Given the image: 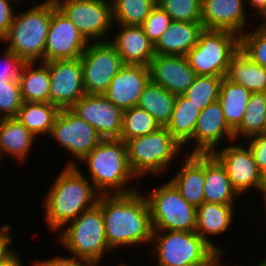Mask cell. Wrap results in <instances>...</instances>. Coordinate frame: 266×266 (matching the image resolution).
Masks as SVG:
<instances>
[{"mask_svg":"<svg viewBox=\"0 0 266 266\" xmlns=\"http://www.w3.org/2000/svg\"><path fill=\"white\" fill-rule=\"evenodd\" d=\"M51 20V0L16 12L8 33L0 42L25 62H44L46 37Z\"/></svg>","mask_w":266,"mask_h":266,"instance_id":"277c9868","label":"cell"},{"mask_svg":"<svg viewBox=\"0 0 266 266\" xmlns=\"http://www.w3.org/2000/svg\"><path fill=\"white\" fill-rule=\"evenodd\" d=\"M50 73V103L69 109L85 93L80 58L45 62Z\"/></svg>","mask_w":266,"mask_h":266,"instance_id":"2e32d148","label":"cell"},{"mask_svg":"<svg viewBox=\"0 0 266 266\" xmlns=\"http://www.w3.org/2000/svg\"><path fill=\"white\" fill-rule=\"evenodd\" d=\"M245 3L247 4L246 6L249 7V5L251 6V8H254L255 10L252 12V18L253 15L254 17L259 16L260 18H264L266 16V0H245Z\"/></svg>","mask_w":266,"mask_h":266,"instance_id":"bcb514c9","label":"cell"},{"mask_svg":"<svg viewBox=\"0 0 266 266\" xmlns=\"http://www.w3.org/2000/svg\"><path fill=\"white\" fill-rule=\"evenodd\" d=\"M149 66L125 64L111 80L105 97L122 111L137 106L150 81Z\"/></svg>","mask_w":266,"mask_h":266,"instance_id":"ffe728a7","label":"cell"},{"mask_svg":"<svg viewBox=\"0 0 266 266\" xmlns=\"http://www.w3.org/2000/svg\"><path fill=\"white\" fill-rule=\"evenodd\" d=\"M236 204H218L203 202L196 210V230L217 253L224 254L218 244L212 241L213 237L228 232L231 223L234 222Z\"/></svg>","mask_w":266,"mask_h":266,"instance_id":"603a6c76","label":"cell"},{"mask_svg":"<svg viewBox=\"0 0 266 266\" xmlns=\"http://www.w3.org/2000/svg\"><path fill=\"white\" fill-rule=\"evenodd\" d=\"M257 266H266V258H263Z\"/></svg>","mask_w":266,"mask_h":266,"instance_id":"f907efd6","label":"cell"},{"mask_svg":"<svg viewBox=\"0 0 266 266\" xmlns=\"http://www.w3.org/2000/svg\"><path fill=\"white\" fill-rule=\"evenodd\" d=\"M22 105L19 81H0V119L16 117Z\"/></svg>","mask_w":266,"mask_h":266,"instance_id":"f35d334b","label":"cell"},{"mask_svg":"<svg viewBox=\"0 0 266 266\" xmlns=\"http://www.w3.org/2000/svg\"><path fill=\"white\" fill-rule=\"evenodd\" d=\"M118 25L119 30L109 41L115 46L125 64L149 66L155 56L154 44L141 25Z\"/></svg>","mask_w":266,"mask_h":266,"instance_id":"44dd1931","label":"cell"},{"mask_svg":"<svg viewBox=\"0 0 266 266\" xmlns=\"http://www.w3.org/2000/svg\"><path fill=\"white\" fill-rule=\"evenodd\" d=\"M222 79L223 76L197 75L183 95L201 111L218 100Z\"/></svg>","mask_w":266,"mask_h":266,"instance_id":"d590c367","label":"cell"},{"mask_svg":"<svg viewBox=\"0 0 266 266\" xmlns=\"http://www.w3.org/2000/svg\"><path fill=\"white\" fill-rule=\"evenodd\" d=\"M240 50L251 61L266 69V27L260 23L255 29L240 35Z\"/></svg>","mask_w":266,"mask_h":266,"instance_id":"8d00e7d4","label":"cell"},{"mask_svg":"<svg viewBox=\"0 0 266 266\" xmlns=\"http://www.w3.org/2000/svg\"><path fill=\"white\" fill-rule=\"evenodd\" d=\"M240 50V36L228 30L204 29L186 57L196 75L226 76L232 57Z\"/></svg>","mask_w":266,"mask_h":266,"instance_id":"ba28073f","label":"cell"},{"mask_svg":"<svg viewBox=\"0 0 266 266\" xmlns=\"http://www.w3.org/2000/svg\"><path fill=\"white\" fill-rule=\"evenodd\" d=\"M13 241L10 224L0 226V262L13 252V249H11Z\"/></svg>","mask_w":266,"mask_h":266,"instance_id":"f6af8a7d","label":"cell"},{"mask_svg":"<svg viewBox=\"0 0 266 266\" xmlns=\"http://www.w3.org/2000/svg\"><path fill=\"white\" fill-rule=\"evenodd\" d=\"M19 85L23 102L50 103V73L45 62H25Z\"/></svg>","mask_w":266,"mask_h":266,"instance_id":"4316f807","label":"cell"},{"mask_svg":"<svg viewBox=\"0 0 266 266\" xmlns=\"http://www.w3.org/2000/svg\"><path fill=\"white\" fill-rule=\"evenodd\" d=\"M65 165L43 198V218L51 232L60 231L82 212L94 207L101 195L73 158Z\"/></svg>","mask_w":266,"mask_h":266,"instance_id":"7a4b0ae2","label":"cell"},{"mask_svg":"<svg viewBox=\"0 0 266 266\" xmlns=\"http://www.w3.org/2000/svg\"><path fill=\"white\" fill-rule=\"evenodd\" d=\"M235 140L234 131L224 119L223 110L217 100L200 111L193 137L186 143L192 144L189 154H212L222 141ZM194 145V146H193ZM191 150V151H190Z\"/></svg>","mask_w":266,"mask_h":266,"instance_id":"e0dca14e","label":"cell"},{"mask_svg":"<svg viewBox=\"0 0 266 266\" xmlns=\"http://www.w3.org/2000/svg\"><path fill=\"white\" fill-rule=\"evenodd\" d=\"M226 145L220 150L218 148L212 154L225 167L233 188L242 196L248 191L257 190L261 182V171L257 167L252 152L246 143Z\"/></svg>","mask_w":266,"mask_h":266,"instance_id":"5bb4252c","label":"cell"},{"mask_svg":"<svg viewBox=\"0 0 266 266\" xmlns=\"http://www.w3.org/2000/svg\"><path fill=\"white\" fill-rule=\"evenodd\" d=\"M205 202L236 204L240 195L233 188L225 167L213 154H205Z\"/></svg>","mask_w":266,"mask_h":266,"instance_id":"484cf974","label":"cell"},{"mask_svg":"<svg viewBox=\"0 0 266 266\" xmlns=\"http://www.w3.org/2000/svg\"><path fill=\"white\" fill-rule=\"evenodd\" d=\"M126 147L130 168L138 180L149 174L166 173L182 151H186L166 127L132 138L126 141Z\"/></svg>","mask_w":266,"mask_h":266,"instance_id":"8992f818","label":"cell"},{"mask_svg":"<svg viewBox=\"0 0 266 266\" xmlns=\"http://www.w3.org/2000/svg\"><path fill=\"white\" fill-rule=\"evenodd\" d=\"M21 1L23 0H0V41L8 33L13 22L15 16L14 4L21 3Z\"/></svg>","mask_w":266,"mask_h":266,"instance_id":"7bdbcfd3","label":"cell"},{"mask_svg":"<svg viewBox=\"0 0 266 266\" xmlns=\"http://www.w3.org/2000/svg\"><path fill=\"white\" fill-rule=\"evenodd\" d=\"M117 266H130V265H128L127 263H123V262H121V263H119Z\"/></svg>","mask_w":266,"mask_h":266,"instance_id":"f5cc1de1","label":"cell"},{"mask_svg":"<svg viewBox=\"0 0 266 266\" xmlns=\"http://www.w3.org/2000/svg\"><path fill=\"white\" fill-rule=\"evenodd\" d=\"M106 140L120 139L123 111L104 94H85L70 108Z\"/></svg>","mask_w":266,"mask_h":266,"instance_id":"9a60e30c","label":"cell"},{"mask_svg":"<svg viewBox=\"0 0 266 266\" xmlns=\"http://www.w3.org/2000/svg\"><path fill=\"white\" fill-rule=\"evenodd\" d=\"M182 159V166L175 176L170 178L181 196L197 208L203 202L205 181V154H187Z\"/></svg>","mask_w":266,"mask_h":266,"instance_id":"7402d4cb","label":"cell"},{"mask_svg":"<svg viewBox=\"0 0 266 266\" xmlns=\"http://www.w3.org/2000/svg\"><path fill=\"white\" fill-rule=\"evenodd\" d=\"M140 189L130 194L100 195L106 241L112 250L151 244L153 227L149 206Z\"/></svg>","mask_w":266,"mask_h":266,"instance_id":"6da1fadb","label":"cell"},{"mask_svg":"<svg viewBox=\"0 0 266 266\" xmlns=\"http://www.w3.org/2000/svg\"><path fill=\"white\" fill-rule=\"evenodd\" d=\"M37 138L26 129L17 117L0 119V160L5 155L18 162L27 160Z\"/></svg>","mask_w":266,"mask_h":266,"instance_id":"d4e9b609","label":"cell"},{"mask_svg":"<svg viewBox=\"0 0 266 266\" xmlns=\"http://www.w3.org/2000/svg\"><path fill=\"white\" fill-rule=\"evenodd\" d=\"M113 22L123 25H142L157 0H111Z\"/></svg>","mask_w":266,"mask_h":266,"instance_id":"836d02e7","label":"cell"},{"mask_svg":"<svg viewBox=\"0 0 266 266\" xmlns=\"http://www.w3.org/2000/svg\"><path fill=\"white\" fill-rule=\"evenodd\" d=\"M217 266H225L224 264H223V262L221 261ZM228 266V265H227ZM231 266V265H230ZM235 266H240V265H235Z\"/></svg>","mask_w":266,"mask_h":266,"instance_id":"11a10c76","label":"cell"},{"mask_svg":"<svg viewBox=\"0 0 266 266\" xmlns=\"http://www.w3.org/2000/svg\"><path fill=\"white\" fill-rule=\"evenodd\" d=\"M245 0H201V23L204 29L228 30L239 36L247 31ZM246 29V30H245Z\"/></svg>","mask_w":266,"mask_h":266,"instance_id":"ac0fdd59","label":"cell"},{"mask_svg":"<svg viewBox=\"0 0 266 266\" xmlns=\"http://www.w3.org/2000/svg\"><path fill=\"white\" fill-rule=\"evenodd\" d=\"M172 21L201 22V0H157Z\"/></svg>","mask_w":266,"mask_h":266,"instance_id":"74e56055","label":"cell"},{"mask_svg":"<svg viewBox=\"0 0 266 266\" xmlns=\"http://www.w3.org/2000/svg\"><path fill=\"white\" fill-rule=\"evenodd\" d=\"M261 21H263L261 24L266 27V16Z\"/></svg>","mask_w":266,"mask_h":266,"instance_id":"816d5d0a","label":"cell"},{"mask_svg":"<svg viewBox=\"0 0 266 266\" xmlns=\"http://www.w3.org/2000/svg\"><path fill=\"white\" fill-rule=\"evenodd\" d=\"M33 266H99L95 262L87 260V259H81L77 257H68V256H56L53 259L48 260H36L33 262Z\"/></svg>","mask_w":266,"mask_h":266,"instance_id":"ee69618b","label":"cell"},{"mask_svg":"<svg viewBox=\"0 0 266 266\" xmlns=\"http://www.w3.org/2000/svg\"><path fill=\"white\" fill-rule=\"evenodd\" d=\"M88 42L102 41L113 28L111 0H54ZM107 34V35H106Z\"/></svg>","mask_w":266,"mask_h":266,"instance_id":"8fae6325","label":"cell"},{"mask_svg":"<svg viewBox=\"0 0 266 266\" xmlns=\"http://www.w3.org/2000/svg\"><path fill=\"white\" fill-rule=\"evenodd\" d=\"M150 79L171 94L183 95L197 76L186 56L158 55L152 58Z\"/></svg>","mask_w":266,"mask_h":266,"instance_id":"d6986e66","label":"cell"},{"mask_svg":"<svg viewBox=\"0 0 266 266\" xmlns=\"http://www.w3.org/2000/svg\"><path fill=\"white\" fill-rule=\"evenodd\" d=\"M156 266H196L216 251L195 231L153 230Z\"/></svg>","mask_w":266,"mask_h":266,"instance_id":"52a82bcc","label":"cell"},{"mask_svg":"<svg viewBox=\"0 0 266 266\" xmlns=\"http://www.w3.org/2000/svg\"><path fill=\"white\" fill-rule=\"evenodd\" d=\"M0 58V81H19L25 61L8 49H4Z\"/></svg>","mask_w":266,"mask_h":266,"instance_id":"60d3db41","label":"cell"},{"mask_svg":"<svg viewBox=\"0 0 266 266\" xmlns=\"http://www.w3.org/2000/svg\"><path fill=\"white\" fill-rule=\"evenodd\" d=\"M48 136L80 163L103 140L90 124L70 109L60 110Z\"/></svg>","mask_w":266,"mask_h":266,"instance_id":"7c38bea8","label":"cell"},{"mask_svg":"<svg viewBox=\"0 0 266 266\" xmlns=\"http://www.w3.org/2000/svg\"><path fill=\"white\" fill-rule=\"evenodd\" d=\"M204 30L201 22L172 21L154 45L155 54L186 56Z\"/></svg>","mask_w":266,"mask_h":266,"instance_id":"cb8c5ba5","label":"cell"},{"mask_svg":"<svg viewBox=\"0 0 266 266\" xmlns=\"http://www.w3.org/2000/svg\"><path fill=\"white\" fill-rule=\"evenodd\" d=\"M60 230L58 242L67 248L72 257L100 265L104 254L113 251L106 241L104 217L98 204L82 212Z\"/></svg>","mask_w":266,"mask_h":266,"instance_id":"5b68a950","label":"cell"},{"mask_svg":"<svg viewBox=\"0 0 266 266\" xmlns=\"http://www.w3.org/2000/svg\"><path fill=\"white\" fill-rule=\"evenodd\" d=\"M243 140L249 146L255 163L262 172L266 169V132L254 135L248 139Z\"/></svg>","mask_w":266,"mask_h":266,"instance_id":"b9f144b4","label":"cell"},{"mask_svg":"<svg viewBox=\"0 0 266 266\" xmlns=\"http://www.w3.org/2000/svg\"><path fill=\"white\" fill-rule=\"evenodd\" d=\"M172 18L156 4L144 23L141 25L150 41L155 45L161 35L169 28Z\"/></svg>","mask_w":266,"mask_h":266,"instance_id":"ab89813d","label":"cell"},{"mask_svg":"<svg viewBox=\"0 0 266 266\" xmlns=\"http://www.w3.org/2000/svg\"><path fill=\"white\" fill-rule=\"evenodd\" d=\"M252 92L240 84L223 77L218 101L228 126L234 131L242 122Z\"/></svg>","mask_w":266,"mask_h":266,"instance_id":"f1b7e54d","label":"cell"},{"mask_svg":"<svg viewBox=\"0 0 266 266\" xmlns=\"http://www.w3.org/2000/svg\"><path fill=\"white\" fill-rule=\"evenodd\" d=\"M88 41L74 23L51 0V20L46 37L44 62L80 58Z\"/></svg>","mask_w":266,"mask_h":266,"instance_id":"4fadbf2b","label":"cell"},{"mask_svg":"<svg viewBox=\"0 0 266 266\" xmlns=\"http://www.w3.org/2000/svg\"><path fill=\"white\" fill-rule=\"evenodd\" d=\"M160 127L146 110L135 106L123 111L120 140L126 142L135 137L151 134Z\"/></svg>","mask_w":266,"mask_h":266,"instance_id":"e575fe53","label":"cell"},{"mask_svg":"<svg viewBox=\"0 0 266 266\" xmlns=\"http://www.w3.org/2000/svg\"><path fill=\"white\" fill-rule=\"evenodd\" d=\"M266 132V92L251 93L241 124L234 130L235 141ZM241 137V138H239Z\"/></svg>","mask_w":266,"mask_h":266,"instance_id":"d6a6232c","label":"cell"},{"mask_svg":"<svg viewBox=\"0 0 266 266\" xmlns=\"http://www.w3.org/2000/svg\"><path fill=\"white\" fill-rule=\"evenodd\" d=\"M86 94H104L125 65L115 46L108 40L89 42L80 56Z\"/></svg>","mask_w":266,"mask_h":266,"instance_id":"30bf717a","label":"cell"},{"mask_svg":"<svg viewBox=\"0 0 266 266\" xmlns=\"http://www.w3.org/2000/svg\"><path fill=\"white\" fill-rule=\"evenodd\" d=\"M263 197H264L263 199H264V201H265V202H264V206H265V212H266V195H263ZM265 215H266V214H265Z\"/></svg>","mask_w":266,"mask_h":266,"instance_id":"db71d44e","label":"cell"},{"mask_svg":"<svg viewBox=\"0 0 266 266\" xmlns=\"http://www.w3.org/2000/svg\"><path fill=\"white\" fill-rule=\"evenodd\" d=\"M176 96L151 80L145 86L138 107L146 110L161 127H166L172 117Z\"/></svg>","mask_w":266,"mask_h":266,"instance_id":"1f68e13d","label":"cell"},{"mask_svg":"<svg viewBox=\"0 0 266 266\" xmlns=\"http://www.w3.org/2000/svg\"><path fill=\"white\" fill-rule=\"evenodd\" d=\"M223 255L221 253H215L206 263L204 264H200V265H196V266H217L222 260L221 259Z\"/></svg>","mask_w":266,"mask_h":266,"instance_id":"c3c4849f","label":"cell"},{"mask_svg":"<svg viewBox=\"0 0 266 266\" xmlns=\"http://www.w3.org/2000/svg\"><path fill=\"white\" fill-rule=\"evenodd\" d=\"M200 110L184 95H177L170 122L166 128L185 149L193 137Z\"/></svg>","mask_w":266,"mask_h":266,"instance_id":"f546056e","label":"cell"},{"mask_svg":"<svg viewBox=\"0 0 266 266\" xmlns=\"http://www.w3.org/2000/svg\"><path fill=\"white\" fill-rule=\"evenodd\" d=\"M225 78L252 93L266 92V69L251 61L241 50L232 57Z\"/></svg>","mask_w":266,"mask_h":266,"instance_id":"83f0119b","label":"cell"},{"mask_svg":"<svg viewBox=\"0 0 266 266\" xmlns=\"http://www.w3.org/2000/svg\"><path fill=\"white\" fill-rule=\"evenodd\" d=\"M259 192H262L263 195H266V169L261 172Z\"/></svg>","mask_w":266,"mask_h":266,"instance_id":"681fc988","label":"cell"},{"mask_svg":"<svg viewBox=\"0 0 266 266\" xmlns=\"http://www.w3.org/2000/svg\"><path fill=\"white\" fill-rule=\"evenodd\" d=\"M60 109L51 103L23 102L17 118L36 138L49 135ZM44 134V135H43Z\"/></svg>","mask_w":266,"mask_h":266,"instance_id":"4dcf8cb0","label":"cell"},{"mask_svg":"<svg viewBox=\"0 0 266 266\" xmlns=\"http://www.w3.org/2000/svg\"><path fill=\"white\" fill-rule=\"evenodd\" d=\"M22 258L18 256L16 250L0 262V266H23Z\"/></svg>","mask_w":266,"mask_h":266,"instance_id":"7dc6e473","label":"cell"},{"mask_svg":"<svg viewBox=\"0 0 266 266\" xmlns=\"http://www.w3.org/2000/svg\"><path fill=\"white\" fill-rule=\"evenodd\" d=\"M147 200L153 230H196V210L169 180L151 189Z\"/></svg>","mask_w":266,"mask_h":266,"instance_id":"9c48e42d","label":"cell"},{"mask_svg":"<svg viewBox=\"0 0 266 266\" xmlns=\"http://www.w3.org/2000/svg\"><path fill=\"white\" fill-rule=\"evenodd\" d=\"M81 162L87 163L89 180L101 195L130 194L139 189L128 183L138 178L130 168L123 140L103 139Z\"/></svg>","mask_w":266,"mask_h":266,"instance_id":"3957f363","label":"cell"}]
</instances>
